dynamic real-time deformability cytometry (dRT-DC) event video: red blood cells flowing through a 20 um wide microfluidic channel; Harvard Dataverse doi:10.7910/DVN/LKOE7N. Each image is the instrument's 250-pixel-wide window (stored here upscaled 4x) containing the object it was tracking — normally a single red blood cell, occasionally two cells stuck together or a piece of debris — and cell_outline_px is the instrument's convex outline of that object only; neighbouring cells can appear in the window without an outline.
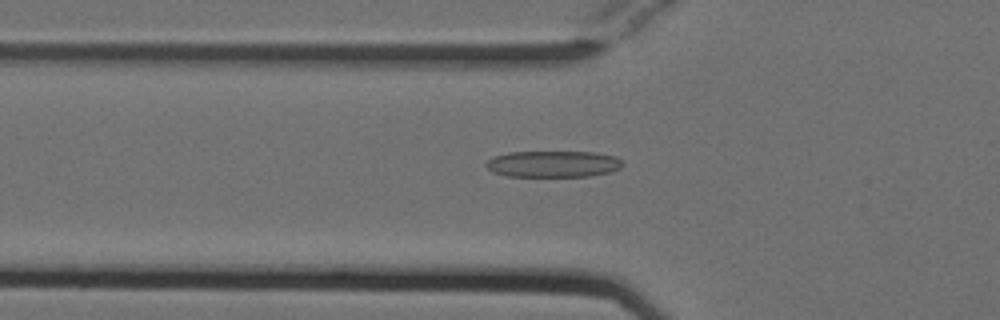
{"species": "Egyptian fruit bat (a non-hibernating species)", "species_latin": "Rousettus aegyptiacus", "temperature_condition": "cold", "stored_images_in_passage": 22, "camera_frame_rate_fps": 3000, "um_per_image_px": 0.085, "animal": {"sex": "female"}, "frame": {"image": 1, "passage_image": 16, "time_ms": 5.0, "image_size_px": [1000, 320], "cell_outline_px": [[624, 164], [620, 168], [612, 172], [588, 176], [508, 176], [492, 172], [484, 164], [492, 156], [508, 152], [596, 152], [616, 156], [624, 160]], "centroid_in_image_um": [47.05, 13.93], "position_along_channel_um": 78.7, "area_um2": 21.27}}